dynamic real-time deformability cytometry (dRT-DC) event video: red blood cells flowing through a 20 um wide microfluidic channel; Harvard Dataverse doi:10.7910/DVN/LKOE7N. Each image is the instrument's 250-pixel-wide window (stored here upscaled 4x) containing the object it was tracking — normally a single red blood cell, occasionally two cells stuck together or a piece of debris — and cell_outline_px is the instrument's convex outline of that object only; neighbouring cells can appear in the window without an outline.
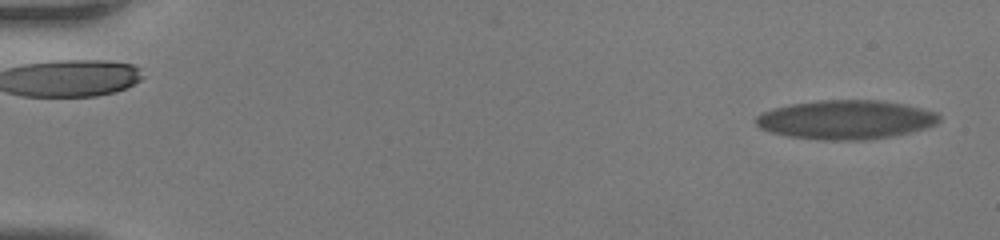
{"species": "human", "species_latin": "Homo sapiens", "temperature_condition": "room temperature", "stored_images_in_passage": 63, "camera_frame_rate_fps": 3000, "um_per_image_px": 0.085, "donor": {"sex": "female"}, "frame": {"image": 1, "passage_image": 3, "time_ms": 0.667, "image_size_px": [1000, 240], "cell_outline_px": [[940, 120], [936, 124], [924, 128], [892, 136], [868, 140], [820, 140], [788, 136], [772, 132], [760, 128], [756, 124], [756, 116], [772, 108], [792, 104], [820, 100], [880, 100], [904, 104], [936, 112], [940, 116]], "centroid_in_image_um": [71.89, 10.17], "position_along_channel_um": 13.1, "area_um2": 41.56}}
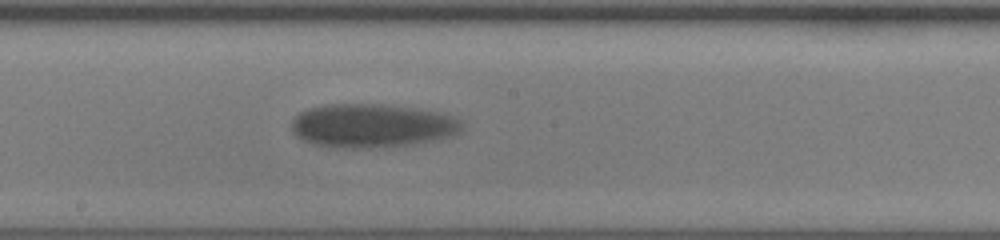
{"frame": {"image": 2, "passage_image": 37, "time_ms": 12.0, "image_size_px": [1000, 240], "cell_outline_px": [[464, 128], [460, 132], [448, 136], [432, 140], [412, 144], [364, 148], [328, 148], [312, 144], [296, 136], [292, 132], [292, 116], [308, 108], [328, 104], [384, 104], [416, 108], [440, 112], [452, 116], [460, 120], [464, 124]], "centroid_in_image_um": [31.58, 10.68], "position_along_channel_um": 216.6, "area_um2": 43.75}}
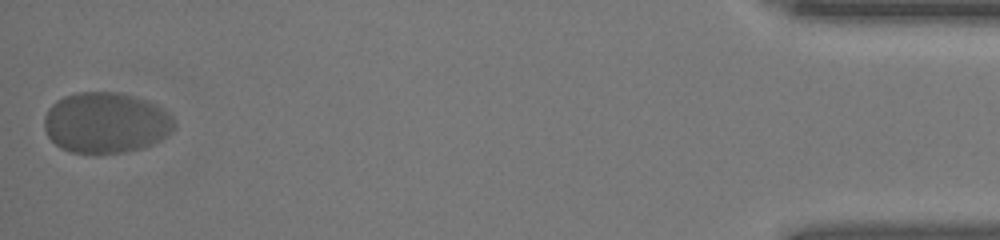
{"frame": {"image": 3, "passage_image": 63, "time_ms": 20.667, "image_size_px": [1000, 240], "cell_outline_px": [[176, 124], [168, 136], [144, 148], [128, 152], [68, 152], [60, 148], [48, 136], [44, 128], [44, 116], [48, 108], [56, 100], [64, 96], [76, 92], [120, 92], [148, 100], [164, 108], [176, 120]], "centroid_in_image_um": [9.02, 10.41], "position_along_channel_um": 426.2, "area_um2": 46.53}}